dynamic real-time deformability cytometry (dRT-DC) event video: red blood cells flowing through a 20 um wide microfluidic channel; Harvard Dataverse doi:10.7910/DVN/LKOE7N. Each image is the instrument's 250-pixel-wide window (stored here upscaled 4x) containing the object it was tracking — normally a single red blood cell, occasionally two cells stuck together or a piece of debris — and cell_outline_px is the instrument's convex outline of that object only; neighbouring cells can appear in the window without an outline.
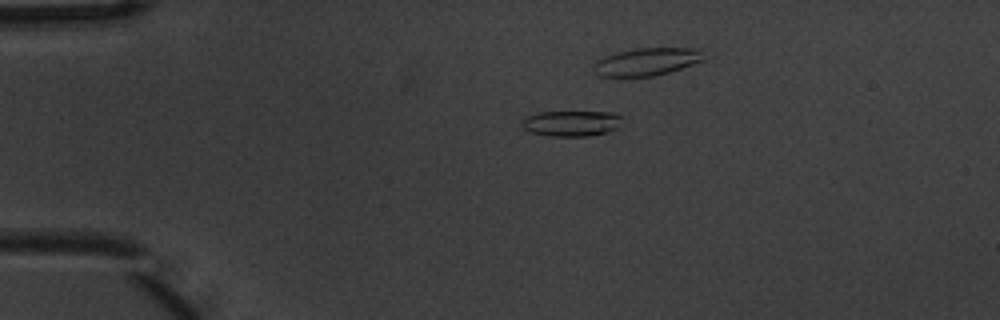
{"species": "common noctule bat (a hibernating species)", "species_latin": "Nyctalus noctula", "temperature_condition": "warm", "stored_images_in_passage": 7, "camera_frame_rate_fps": 3000, "um_per_image_px": 0.085, "animal": {"sex": "male", "body_mass_g": 20.1, "forearm_length_mm": 53.5}, "frame": {"image": 1, "passage_image": 2, "time_ms": 0.333, "image_size_px": [1000, 320], "cell_outline_px": [[620, 128], [588, 136], [552, 136], [532, 132], [524, 128], [520, 124], [524, 116], [540, 112], [616, 112], [620, 116]], "centroid_in_image_um": [48.56, 10.47], "position_along_channel_um": 36.4, "area_um2": 14.97}}
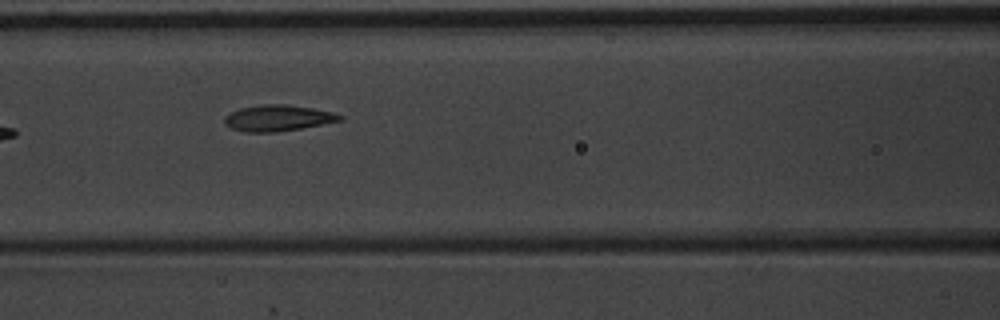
{"frame": {"image": 2, "passage_image": 6, "time_ms": 1.667, "image_size_px": [1000, 320], "cell_outline_px": [[344, 120], [300, 128], [276, 132], [244, 132], [232, 128], [224, 124], [224, 116], [240, 108], [264, 104], [284, 104], [312, 108], [332, 112], [344, 116]], "centroid_in_image_um": [23.62, 10.03], "position_along_channel_um": 143.0, "area_um2": 17.46}}
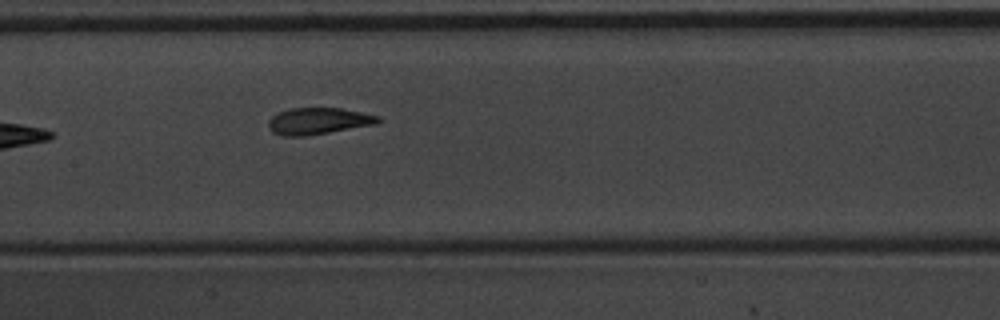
{"frame": {"image": 3, "passage_image": 7, "time_ms": 2.0, "image_size_px": [1000, 320], "cell_outline_px": [[380, 120], [376, 124], [304, 136], [284, 136], [272, 132], [268, 128], [268, 120], [272, 116], [288, 108], [340, 108], [364, 112], [380, 116]], "centroid_in_image_um": [27.04, 10.28], "position_along_channel_um": 180.4, "area_um2": 16.99}}